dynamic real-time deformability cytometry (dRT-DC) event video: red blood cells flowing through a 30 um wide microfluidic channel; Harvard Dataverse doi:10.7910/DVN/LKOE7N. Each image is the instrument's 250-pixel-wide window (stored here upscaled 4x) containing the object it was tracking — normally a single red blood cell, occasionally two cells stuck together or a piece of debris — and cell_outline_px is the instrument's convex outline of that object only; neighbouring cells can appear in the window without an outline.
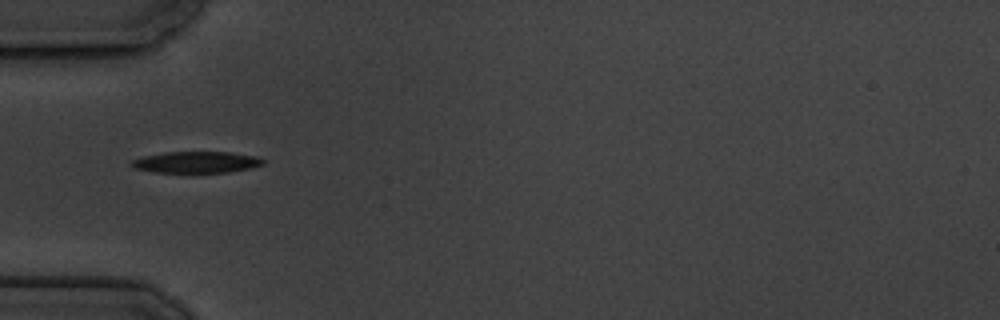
{"species": "common noctule bat (a hibernating species)", "species_latin": "Nyctalus noctula", "temperature_condition": "cold", "stored_images_in_passage": 3, "camera_frame_rate_fps": 3000, "um_per_image_px": 0.085, "animal": {"sex": "male", "body_mass_g": 19.5, "forearm_length_mm": 54.6}, "frame": {"image": 1, "passage_image": 1, "time_ms": 0.0, "image_size_px": [1000, 320], "cell_outline_px": [[264, 164], [252, 168], [228, 172], [152, 172], [132, 168], [132, 160], [144, 156], [164, 152], [228, 152], [256, 156], [264, 160]], "centroid_in_image_um": [16.69, 13.79], "position_along_channel_um": 68.3, "area_um2": 16.36}}
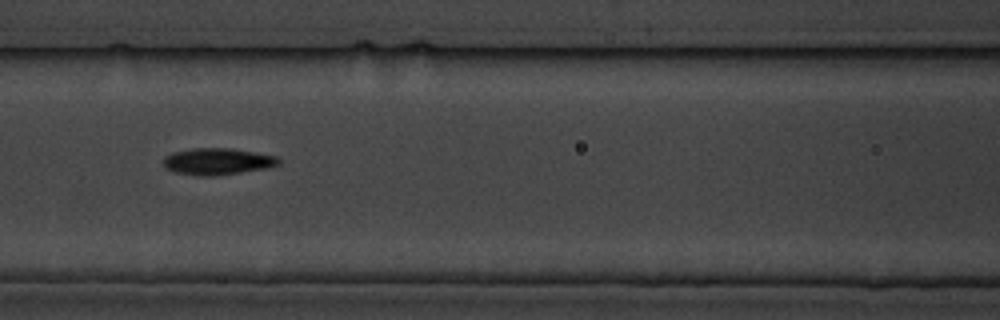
{"frame": {"image": 2, "passage_image": 3, "time_ms": 2.333, "image_size_px": [1000, 320], "cell_outline_px": [[280, 164], [268, 168], [216, 176], [200, 176], [176, 172], [168, 168], [164, 164], [164, 156], [172, 152], [192, 148], [232, 148], [276, 156], [280, 160]], "centroid_in_image_um": [18.51, 13.72], "position_along_channel_um": 148.1, "area_um2": 17.92}}